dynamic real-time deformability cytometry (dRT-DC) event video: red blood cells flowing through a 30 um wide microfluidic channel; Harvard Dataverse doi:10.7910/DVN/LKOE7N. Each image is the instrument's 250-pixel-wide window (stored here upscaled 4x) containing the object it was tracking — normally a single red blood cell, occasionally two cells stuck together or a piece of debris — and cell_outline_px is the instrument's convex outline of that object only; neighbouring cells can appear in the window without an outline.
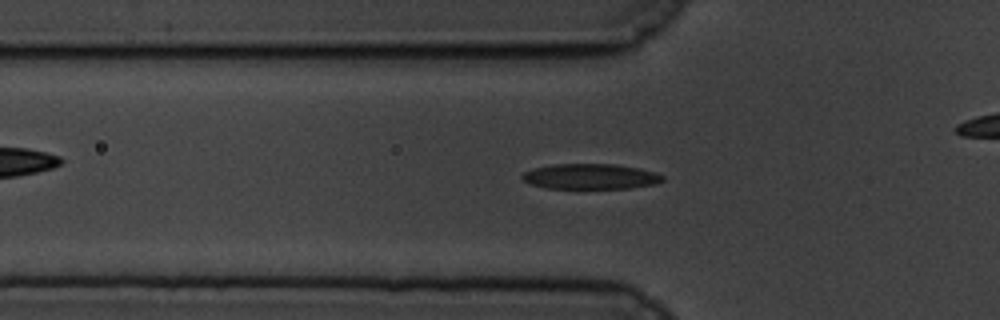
{"species": "common noctule bat (a hibernating species)", "species_latin": "Nyctalus noctula", "temperature_condition": "cold", "stored_images_in_passage": 49, "camera_frame_rate_fps": 3000, "um_per_image_px": 0.085, "animal": {"sex": "male", "body_mass_g": 19.5, "forearm_length_mm": 54.6}, "frame": {"image": 1, "passage_image": 19, "time_ms": 6.0, "image_size_px": [1000, 320], "cell_outline_px": [[664, 180], [656, 184], [628, 188], [544, 188], [532, 184], [524, 180], [520, 176], [524, 172], [536, 168], [552, 164], [616, 164], [640, 168], [656, 172], [664, 176]], "centroid_in_image_um": [50.23, 15.0], "position_along_channel_um": 75.6, "area_um2": 20.75}}
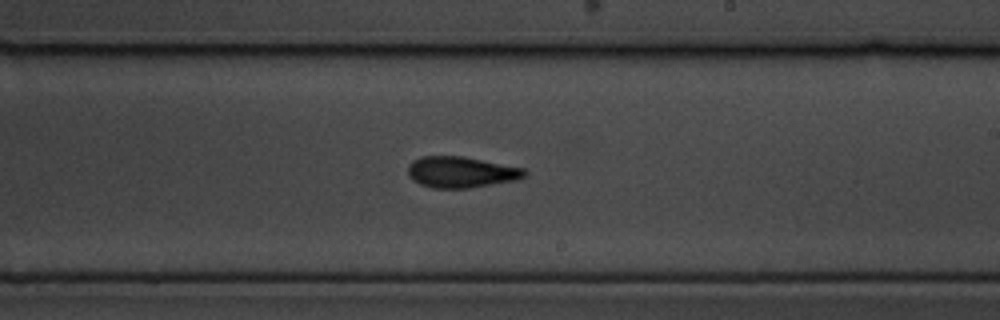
{"frame": {"image": 2, "passage_image": 34, "time_ms": 11.0, "image_size_px": [1000, 320], "cell_outline_px": [[528, 172], [524, 176], [516, 180], [468, 188], [432, 188], [420, 184], [412, 180], [408, 176], [408, 164], [412, 160], [420, 156], [464, 156], [524, 168]], "centroid_in_image_um": [39.16, 14.62], "position_along_channel_um": 249.8, "area_um2": 21.27}}
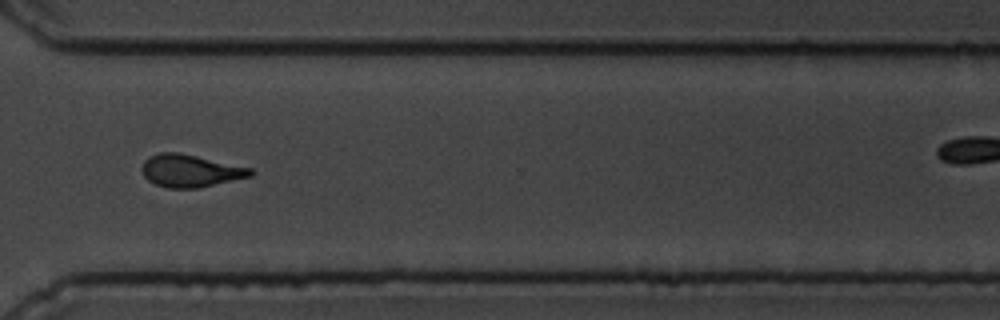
{"frame": {"image": 3, "passage_image": 43, "time_ms": 14.0, "image_size_px": [1000, 320], "cell_outline_px": [[256, 172], [252, 176], [196, 188], [168, 188], [156, 184], [148, 180], [144, 176], [140, 168], [144, 160], [160, 152], [180, 152], [252, 168]], "centroid_in_image_um": [16.18, 14.51], "position_along_channel_um": 354.4, "area_um2": 20.58}}